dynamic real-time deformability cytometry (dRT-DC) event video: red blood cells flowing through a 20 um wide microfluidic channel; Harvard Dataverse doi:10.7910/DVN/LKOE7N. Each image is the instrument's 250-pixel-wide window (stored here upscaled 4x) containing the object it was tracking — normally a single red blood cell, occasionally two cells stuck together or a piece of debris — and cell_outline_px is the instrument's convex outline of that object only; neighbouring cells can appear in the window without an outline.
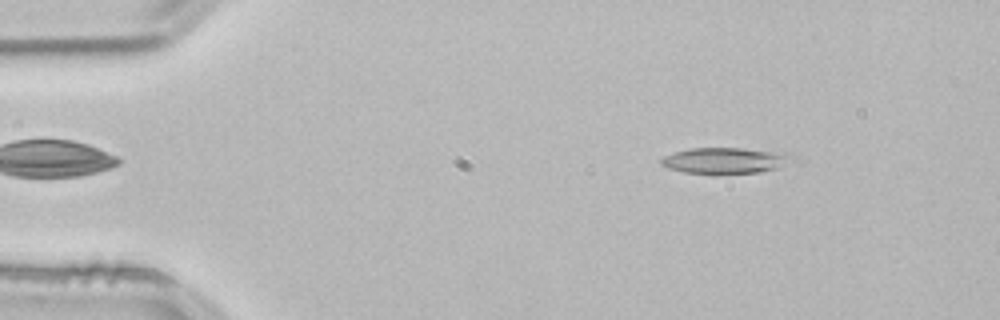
{"species": "common noctule bat (a hibernating species)", "species_latin": "Nyctalus noctula", "temperature_condition": "room temperature", "stored_images_in_passage": 51, "camera_frame_rate_fps": 3000, "um_per_image_px": 0.085, "animal": {"sex": "male", "body_mass_g": 21.5, "forearm_length_mm": 52.0}, "frame": {"image": 1, "passage_image": 6, "time_ms": 1.667, "image_size_px": [1000, 320], "cell_outline_px": [[796, 156], [780, 168], [760, 172], [684, 172], [668, 168], [660, 164], [660, 160], [664, 156], [676, 152], [692, 148], [740, 148], [772, 152]], "centroid_in_image_um": [61.59, 13.63], "position_along_channel_um": 23.4, "area_um2": 19.02}}
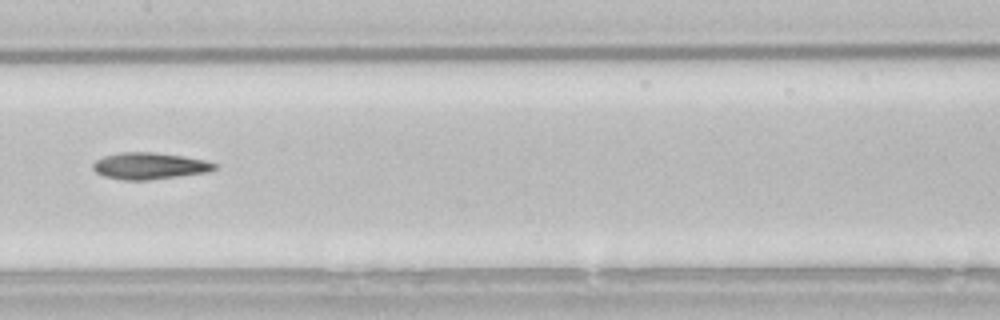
{"frame": {"image": 2, "passage_image": 25, "time_ms": 8.0, "image_size_px": [1000, 320], "cell_outline_px": [[216, 168], [208, 172], [148, 180], [124, 180], [104, 176], [96, 172], [92, 168], [92, 164], [96, 160], [104, 156], [120, 152], [156, 152], [184, 156], [204, 160], [216, 164]], "centroid_in_image_um": [12.68, 14.1], "position_along_channel_um": 194.7, "area_um2": 18.84}}
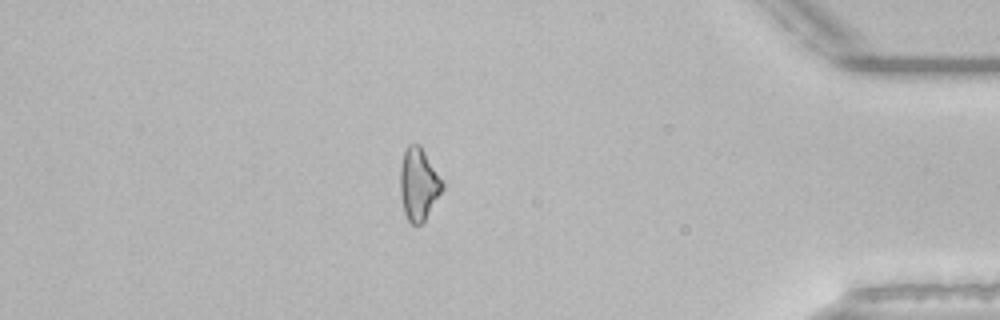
{"frame": {"image": 3, "passage_image": 44, "time_ms": 14.333, "image_size_px": [1000, 320], "cell_outline_px": [[444, 188], [424, 220], [420, 224], [412, 224], [408, 220], [404, 212], [400, 192], [400, 168], [404, 152], [408, 144], [420, 144], [444, 184]], "centroid_in_image_um": [35.57, 15.64], "position_along_channel_um": 399.6, "area_um2": 17.51}}